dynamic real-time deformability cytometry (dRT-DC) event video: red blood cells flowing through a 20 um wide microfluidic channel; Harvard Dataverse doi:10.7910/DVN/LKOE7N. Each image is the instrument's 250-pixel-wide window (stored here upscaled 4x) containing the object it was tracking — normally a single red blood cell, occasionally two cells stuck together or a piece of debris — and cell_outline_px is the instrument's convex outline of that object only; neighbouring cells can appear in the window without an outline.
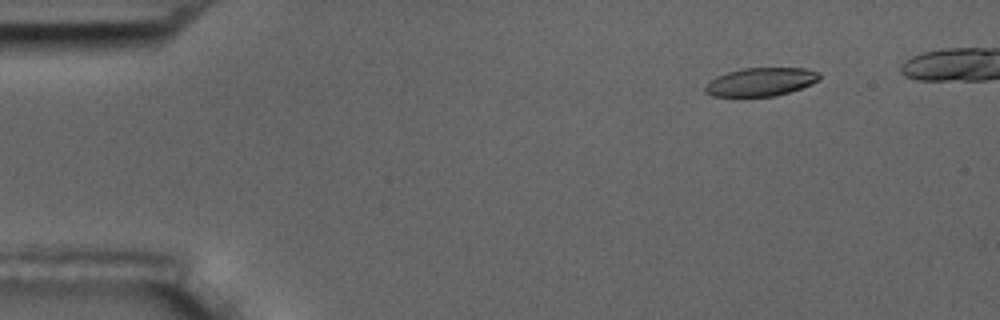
{"species": "common noctule bat (a hibernating species)", "species_latin": "Nyctalus noctula", "temperature_condition": "room temperature", "stored_images_in_passage": 6, "segment_of_instrument_passage": [1, 2], "camera_frame_rate_fps": 3000, "um_per_image_px": 0.085, "animal": {"sex": "male", "body_mass_g": 17.5, "forearm_length_mm": 52.3}, "frame": {"image": 1, "passage_image": 2, "time_ms": 1.333, "image_size_px": [1000, 320], "cell_outline_px": [[820, 80], [812, 84], [776, 96], [712, 96], [704, 92], [704, 88], [716, 76], [728, 72], [744, 68], [804, 68], [820, 72]], "centroid_in_image_um": [64.69, 6.96], "position_along_channel_um": 20.3, "area_um2": 18.79}}